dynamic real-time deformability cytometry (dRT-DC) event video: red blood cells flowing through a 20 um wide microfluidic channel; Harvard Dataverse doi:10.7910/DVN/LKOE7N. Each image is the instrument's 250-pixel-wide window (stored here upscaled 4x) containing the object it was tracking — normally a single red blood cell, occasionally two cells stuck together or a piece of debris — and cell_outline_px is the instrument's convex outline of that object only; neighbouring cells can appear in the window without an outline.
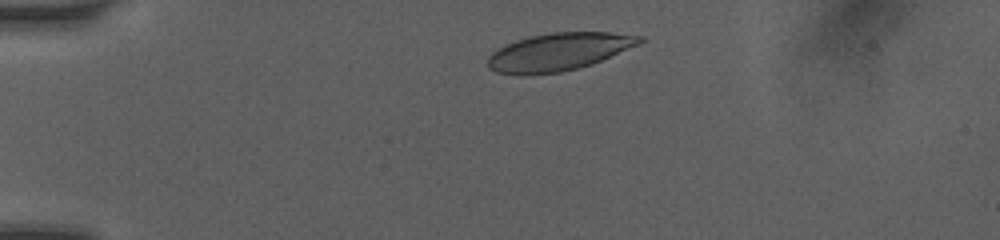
{"species": "human", "species_latin": "Homo sapiens", "temperature_condition": "room temperature", "stored_images_in_passage": 4, "camera_frame_rate_fps": 3000, "um_per_image_px": 0.085, "donor": {"sex": "female"}, "frame": {"image": 1, "passage_image": 2, "time_ms": 1.0, "image_size_px": [1000, 240], "cell_outline_px": [[644, 40], [640, 44], [592, 64], [560, 72], [524, 76], [520, 76], [496, 72], [488, 68], [488, 56], [492, 52], [504, 44], [516, 40], [532, 36], [552, 32], [608, 32], [644, 36]], "centroid_in_image_um": [47.46, 4.41], "position_along_channel_um": 37.5, "area_um2": 33.52}}